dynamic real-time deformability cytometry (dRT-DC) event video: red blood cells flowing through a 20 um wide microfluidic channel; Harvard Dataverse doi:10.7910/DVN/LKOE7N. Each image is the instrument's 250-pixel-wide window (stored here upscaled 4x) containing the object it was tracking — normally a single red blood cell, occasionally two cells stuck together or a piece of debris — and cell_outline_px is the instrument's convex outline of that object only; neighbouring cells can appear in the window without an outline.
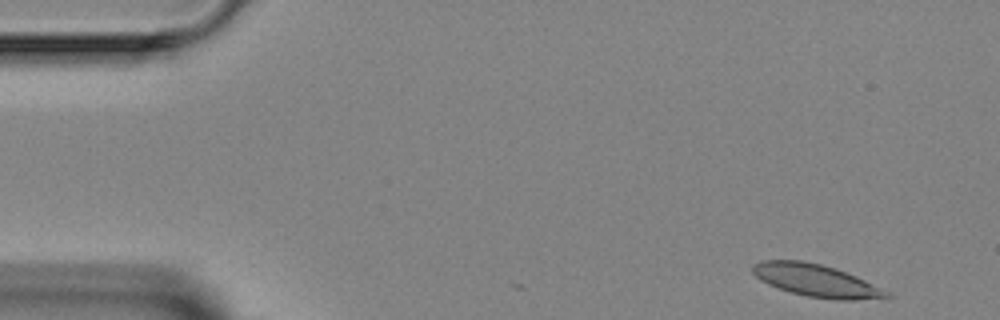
{"species": "Egyptian fruit bat (a non-hibernating species)", "species_latin": "Rousettus aegyptiacus", "temperature_condition": "room temperature", "stored_images_in_passage": 4, "camera_frame_rate_fps": 3000, "um_per_image_px": 0.085, "animal": {"sex": "female"}, "frame": {"image": 1, "passage_image": 1, "time_ms": 0.0, "image_size_px": [1000, 320], "cell_outline_px": [[892, 296], [852, 300], [836, 300], [808, 296], [792, 292], [768, 284], [760, 280], [752, 272], [752, 264], [760, 260], [804, 260], [836, 268], [856, 276], [888, 292]], "centroid_in_image_um": [69.31, 23.82], "position_along_channel_um": 15.7, "area_um2": 24.97}}
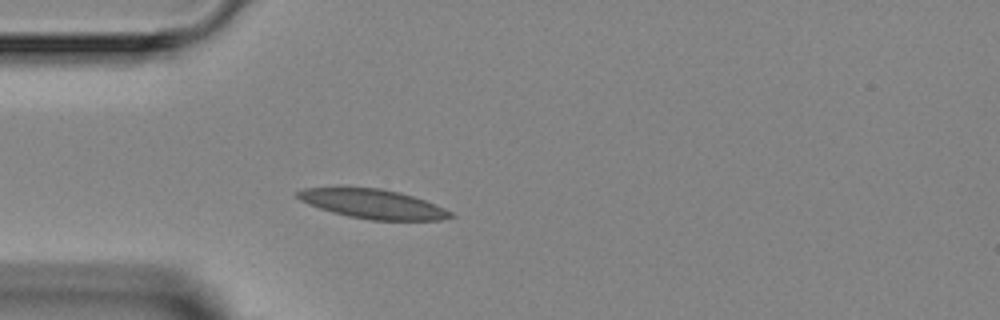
{"frame": {"image": 2, "passage_image": 4, "time_ms": 3.333, "image_size_px": [1000, 320], "cell_outline_px": [[456, 216], [440, 220], [372, 220], [348, 216], [332, 212], [308, 204], [300, 200], [296, 196], [296, 192], [304, 188], [380, 188], [400, 192], [424, 200], [444, 208], [452, 212]], "centroid_in_image_um": [31.71, 17.34], "position_along_channel_um": 53.3, "area_um2": 25.84}}